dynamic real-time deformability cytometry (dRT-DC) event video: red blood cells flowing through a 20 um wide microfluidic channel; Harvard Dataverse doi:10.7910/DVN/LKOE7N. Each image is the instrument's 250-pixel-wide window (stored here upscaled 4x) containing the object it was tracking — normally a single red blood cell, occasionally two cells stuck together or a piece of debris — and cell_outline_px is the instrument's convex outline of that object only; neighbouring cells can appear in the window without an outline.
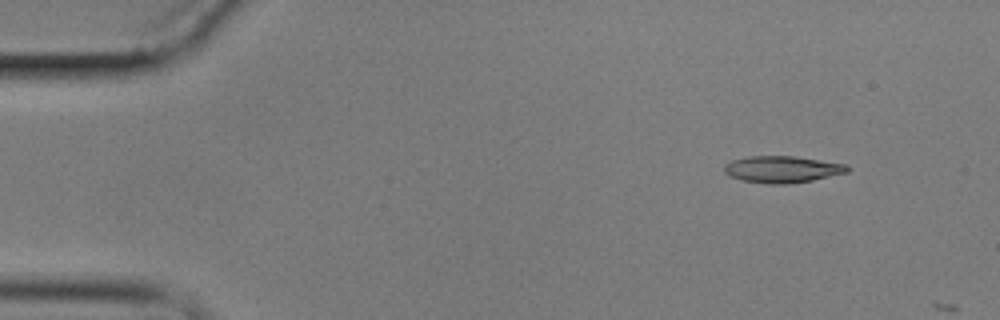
{"species": "common noctule bat (a hibernating species)", "species_latin": "Nyctalus noctula", "temperature_condition": "cold", "stored_images_in_passage": 3, "camera_frame_rate_fps": 3000, "um_per_image_px": 0.085, "animal": {"sex": "male", "body_mass_g": 17.9}, "frame": {"image": 1, "passage_image": 2, "time_ms": 1.333, "image_size_px": [1000, 320], "cell_outline_px": [[852, 168], [848, 172], [812, 180], [788, 184], [772, 184], [740, 180], [724, 172], [724, 164], [732, 160], [748, 156], [796, 156], [848, 164]], "centroid_in_image_um": [66.52, 14.38], "position_along_channel_um": 18.5, "area_um2": 19.31}}